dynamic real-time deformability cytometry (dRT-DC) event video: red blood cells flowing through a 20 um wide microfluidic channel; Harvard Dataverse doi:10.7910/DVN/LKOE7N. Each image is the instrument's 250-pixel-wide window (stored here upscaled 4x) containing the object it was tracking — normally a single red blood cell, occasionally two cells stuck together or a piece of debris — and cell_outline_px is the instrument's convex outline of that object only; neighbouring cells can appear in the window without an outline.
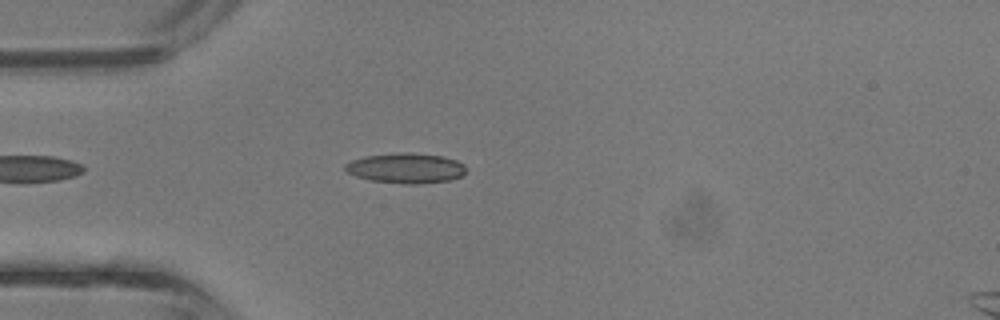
{"species": "common noctule bat (a hibernating species)", "species_latin": "Nyctalus noctula", "temperature_condition": "room temperature", "stored_images_in_passage": 33, "camera_frame_rate_fps": 3000, "um_per_image_px": 0.085, "animal": {"sex": "male", "body_mass_g": 13.3}, "frame": {"image": 1, "passage_image": 4, "time_ms": 1.0, "image_size_px": [1000, 320], "cell_outline_px": [[464, 172], [460, 176], [448, 180], [416, 184], [408, 184], [372, 180], [356, 176], [348, 172], [344, 168], [344, 164], [352, 160], [364, 156], [404, 152], [408, 152], [444, 156], [456, 160], [464, 164]], "centroid_in_image_um": [34.48, 14.28], "position_along_channel_um": 50.5, "area_um2": 20.98}}
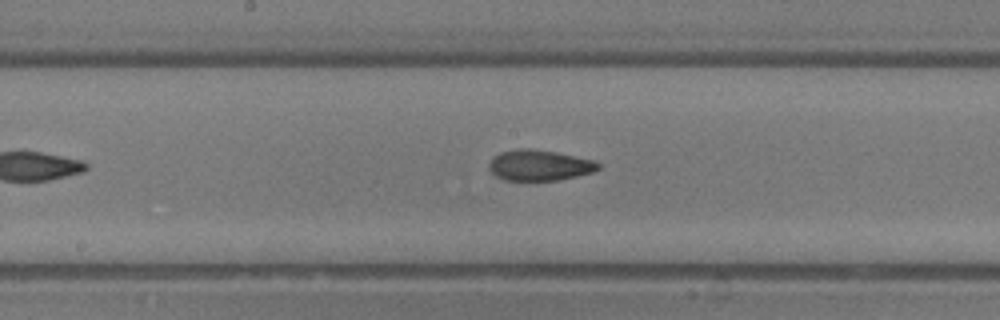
{"frame": {"image": 2, "passage_image": 14, "time_ms": 4.333, "image_size_px": [1000, 320], "cell_outline_px": [[600, 168], [592, 172], [576, 176], [556, 180], [504, 180], [496, 176], [488, 168], [488, 164], [492, 156], [500, 152], [516, 148], [532, 148], [556, 152], [596, 160], [600, 164]], "centroid_in_image_um": [45.82, 14.03], "position_along_channel_um": 202.4, "area_um2": 19.77}}
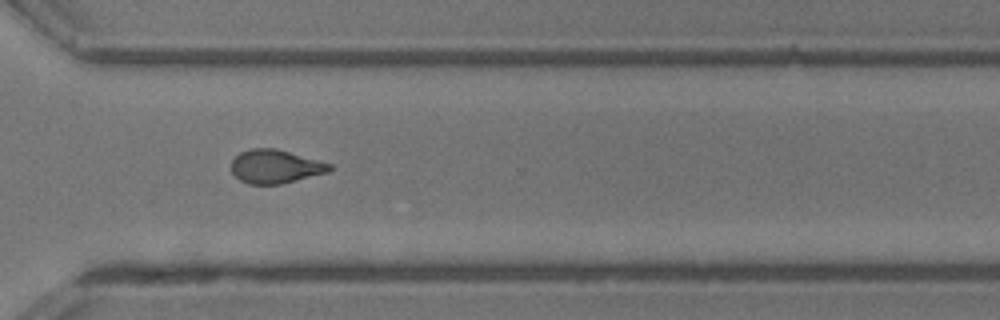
{"frame": {"image": 3, "passage_image": 23, "time_ms": 7.333, "image_size_px": [1000, 320], "cell_outline_px": [[332, 168], [328, 172], [280, 184], [248, 184], [240, 180], [232, 172], [232, 160], [240, 152], [252, 148], [276, 148], [332, 164]], "centroid_in_image_um": [23.4, 14.15], "position_along_channel_um": 347.2, "area_um2": 19.07}, "authors_computed_cell_mechanics": {"area_um2": 19.4208, "velocity_mm_per_s": 4.8537, "shape_relaxation_time_tau1_ms": 8.2914, "shape_relaxation_time_tau2_ms": 2.8416, "deformation_change_tau1": 0.2523, "deformation_change_tau2": 0.0922}}